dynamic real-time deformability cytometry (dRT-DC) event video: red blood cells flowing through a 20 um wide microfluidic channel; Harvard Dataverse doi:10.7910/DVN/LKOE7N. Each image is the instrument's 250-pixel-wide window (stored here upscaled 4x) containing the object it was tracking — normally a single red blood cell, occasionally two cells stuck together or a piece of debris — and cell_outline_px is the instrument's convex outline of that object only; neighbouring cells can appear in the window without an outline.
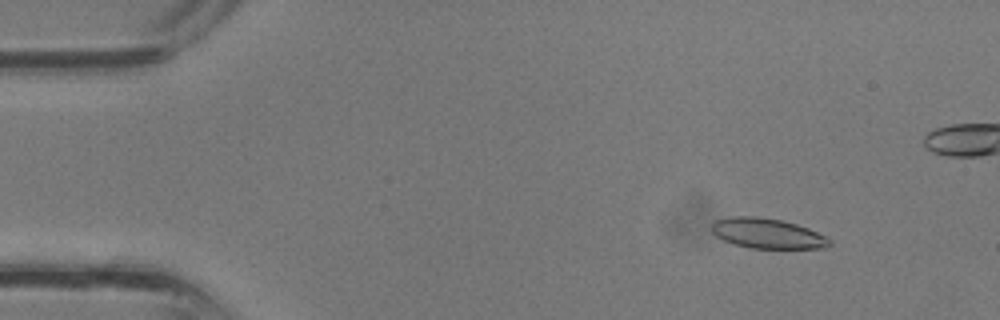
{"species": "common noctule bat (a hibernating species)", "species_latin": "Nyctalus noctula", "temperature_condition": "room temperature", "stored_images_in_passage": 38, "camera_frame_rate_fps": 3000, "um_per_image_px": 0.085, "animal": {"sex": "male", "body_mass_g": 13.3}, "frame": {"image": 1, "passage_image": 5, "time_ms": 1.333, "image_size_px": [1000, 320], "cell_outline_px": [[832, 244], [824, 248], [752, 248], [736, 244], [724, 240], [716, 236], [712, 232], [712, 224], [716, 220], [728, 216], [756, 216], [780, 220], [796, 224], [808, 228], [832, 240]], "centroid_in_image_um": [65.22, 19.83], "position_along_channel_um": 19.8, "area_um2": 20.52}}
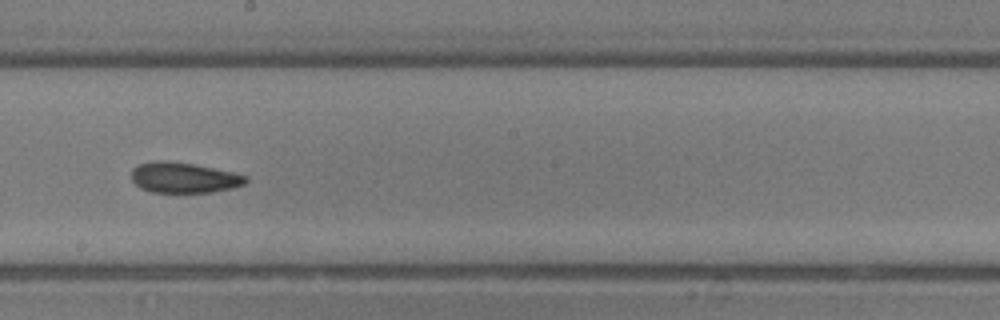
{"frame": {"image": 2, "passage_image": 21, "time_ms": 6.667, "image_size_px": [1000, 320], "cell_outline_px": [[248, 180], [244, 184], [232, 188], [212, 192], [152, 192], [140, 188], [132, 180], [132, 168], [140, 164], [156, 160], [168, 160], [192, 164], [232, 172], [248, 176]], "centroid_in_image_um": [15.62, 15.1], "position_along_channel_um": 232.6, "area_um2": 20.23}}
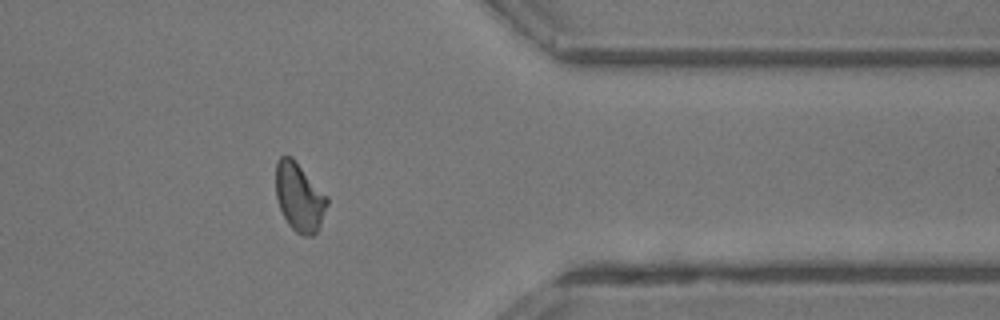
{"frame": {"image": 3, "passage_image": 30, "time_ms": 9.667, "image_size_px": [1000, 320], "cell_outline_px": [[328, 204], [320, 228], [312, 236], [304, 236], [296, 232], [288, 224], [280, 208], [276, 196], [276, 164], [280, 156], [292, 156], [328, 196]], "centroid_in_image_um": [25.47, 16.76], "position_along_channel_um": 385.9, "area_um2": 20.63}}